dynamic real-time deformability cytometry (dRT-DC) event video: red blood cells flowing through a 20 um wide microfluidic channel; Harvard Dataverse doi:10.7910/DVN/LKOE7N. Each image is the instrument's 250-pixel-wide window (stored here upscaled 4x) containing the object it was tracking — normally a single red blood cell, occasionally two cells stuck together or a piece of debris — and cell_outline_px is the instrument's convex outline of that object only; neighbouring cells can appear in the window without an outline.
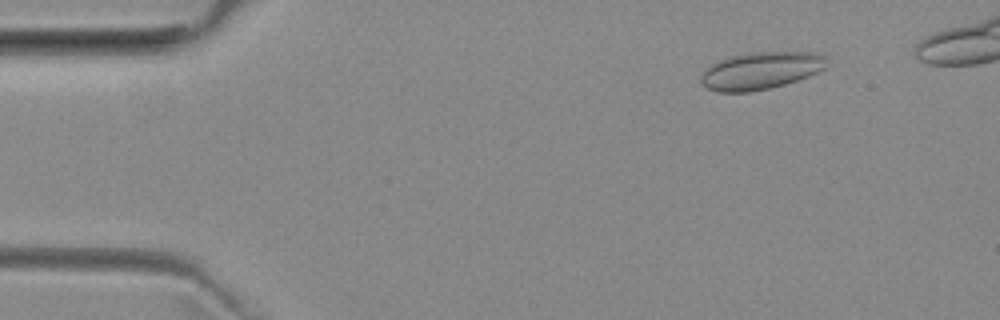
{"species": "common noctule bat (a hibernating species)", "species_latin": "Nyctalus noctula", "temperature_condition": "room temperature", "stored_images_in_passage": 28, "camera_frame_rate_fps": 3000, "um_per_image_px": 0.085, "animal": {"sex": "female", "body_mass_g": 29.2, "forearm_length_mm": 56.3}, "frame": {"image": 1, "passage_image": 6, "time_ms": 1.667, "image_size_px": [1000, 320], "cell_outline_px": [[828, 68], [808, 76], [784, 84], [768, 88], [748, 92], [716, 92], [700, 84], [700, 76], [704, 68], [716, 60], [728, 56], [744, 52], [812, 52], [828, 56]], "centroid_in_image_um": [64.64, 5.98], "position_along_channel_um": 20.4, "area_um2": 27.98}}
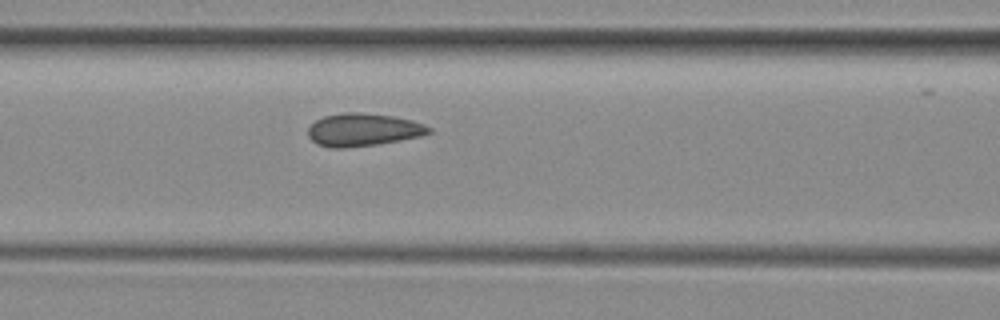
{"frame": {"image": 2, "passage_image": 21, "time_ms": 6.667, "image_size_px": [1000, 320], "cell_outline_px": [[432, 132], [420, 136], [400, 140], [376, 144], [344, 148], [332, 148], [316, 144], [308, 136], [308, 128], [316, 120], [324, 116], [344, 112], [360, 112], [392, 116], [412, 120], [424, 124], [432, 128]], "centroid_in_image_um": [30.86, 11.03], "position_along_channel_um": 135.7, "area_um2": 23.06}}
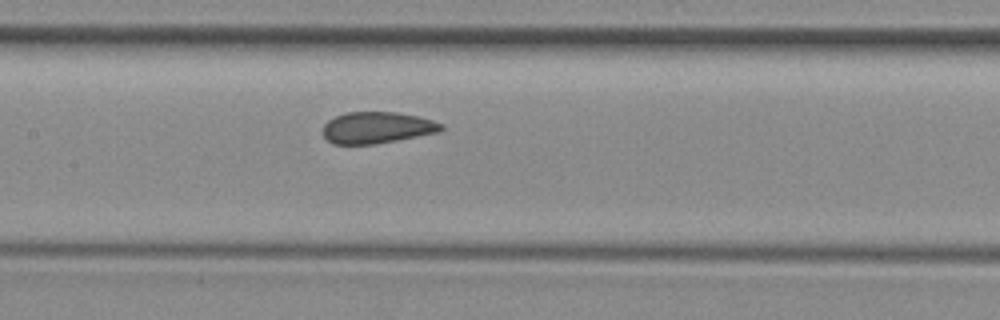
{"frame": {"image": 3, "passage_image": 24, "time_ms": 7.667, "image_size_px": [1000, 320], "cell_outline_px": [[444, 128], [440, 132], [396, 140], [372, 144], [332, 144], [324, 136], [324, 124], [328, 120], [336, 116], [348, 112], [396, 112], [416, 116], [432, 120], [444, 124]], "centroid_in_image_um": [32.06, 10.85], "position_along_channel_um": 175.3, "area_um2": 21.56}}